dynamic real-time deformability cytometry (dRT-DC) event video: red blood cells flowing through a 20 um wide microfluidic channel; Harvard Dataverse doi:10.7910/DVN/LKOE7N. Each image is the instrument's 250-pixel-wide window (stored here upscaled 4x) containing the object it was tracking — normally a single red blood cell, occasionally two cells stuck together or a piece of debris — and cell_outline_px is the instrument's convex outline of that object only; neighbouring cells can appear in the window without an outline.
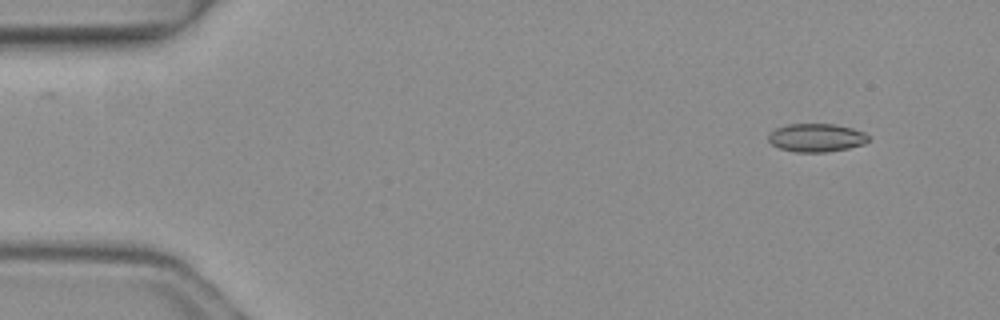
{"species": "common noctule bat (a hibernating species)", "species_latin": "Nyctalus noctula", "temperature_condition": "warm", "stored_images_in_passage": 7, "camera_frame_rate_fps": 3000, "um_per_image_px": 0.085, "animal": {"sex": "female", "body_mass_g": 19.3, "forearm_length_mm": 54.1}, "frame": {"image": 1, "passage_image": 2, "time_ms": 0.333, "image_size_px": [1000, 320], "cell_outline_px": [[872, 140], [864, 144], [848, 148], [828, 152], [796, 152], [780, 148], [772, 144], [768, 140], [768, 136], [776, 128], [788, 124], [832, 124], [852, 128], [864, 132]], "centroid_in_image_um": [69.42, 11.71], "position_along_channel_um": 15.6, "area_um2": 16.47}}
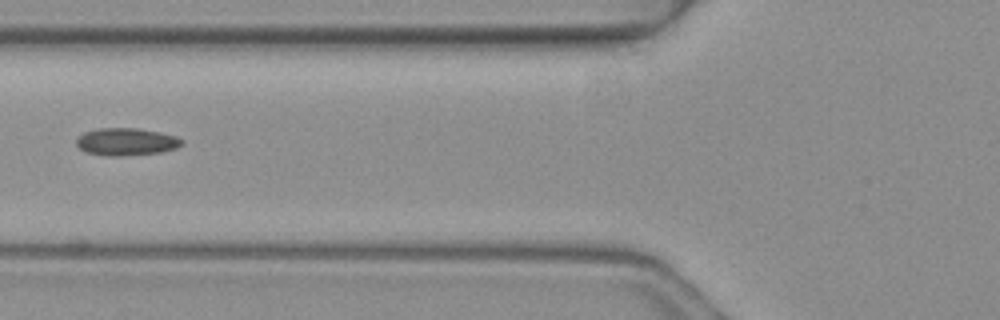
{"frame": {"image": 2, "passage_image": 6, "time_ms": 1.667, "image_size_px": [1000, 320], "cell_outline_px": [[184, 144], [176, 148], [160, 152], [124, 156], [108, 156], [88, 152], [80, 148], [76, 144], [76, 140], [84, 132], [100, 128], [136, 128], [160, 132], [176, 136], [184, 140]], "centroid_in_image_um": [10.77, 12.05], "position_along_channel_um": 115.0, "area_um2": 16.82}}
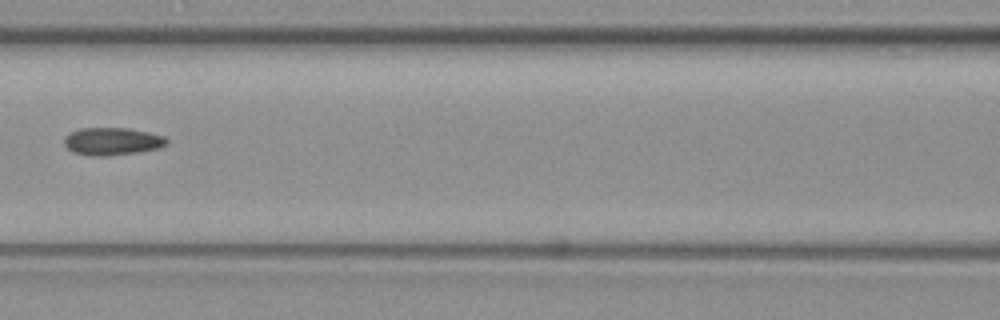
{"frame": {"image": 3, "passage_image": 7, "time_ms": 2.0, "image_size_px": [1000, 320], "cell_outline_px": [[168, 144], [160, 148], [136, 152], [108, 156], [88, 156], [72, 152], [64, 144], [64, 136], [80, 128], [128, 128], [148, 132], [164, 136], [168, 140]], "centroid_in_image_um": [9.53, 12.02], "position_along_channel_um": 157.1, "area_um2": 16.59}}